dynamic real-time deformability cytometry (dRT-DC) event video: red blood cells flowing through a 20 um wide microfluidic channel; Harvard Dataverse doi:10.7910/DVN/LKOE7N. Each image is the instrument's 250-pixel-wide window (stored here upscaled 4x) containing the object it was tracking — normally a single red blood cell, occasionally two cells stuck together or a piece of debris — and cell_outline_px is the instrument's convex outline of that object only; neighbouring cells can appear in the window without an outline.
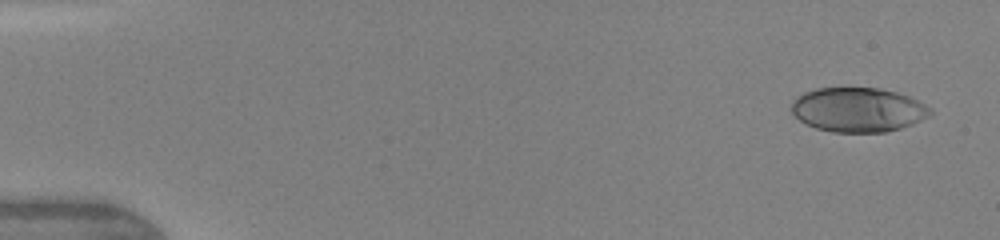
{"species": "human", "species_latin": "Homo sapiens", "temperature_condition": "warm", "stored_images_in_passage": 4, "camera_frame_rate_fps": 3000, "um_per_image_px": 0.085, "donor": {"sex": "female"}, "frame": {"image": 1, "passage_image": 1, "time_ms": 0.0, "image_size_px": [1000, 240], "cell_outline_px": [[932, 112], [928, 116], [912, 124], [888, 132], [832, 132], [816, 128], [804, 124], [792, 112], [792, 100], [796, 96], [804, 92], [816, 88], [880, 88], [896, 92], [908, 96], [932, 108]], "centroid_in_image_um": [72.91, 9.33], "position_along_channel_um": 12.1, "area_um2": 35.95}}